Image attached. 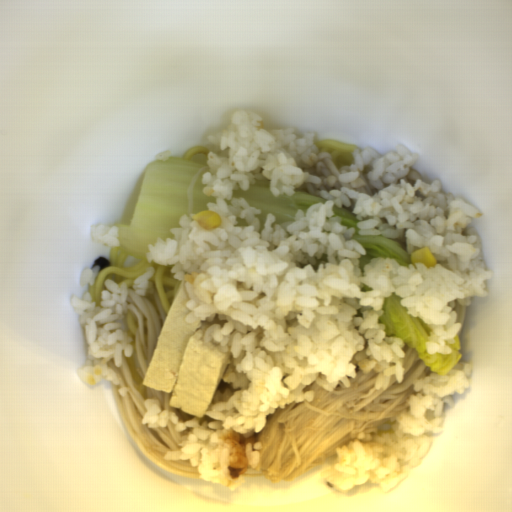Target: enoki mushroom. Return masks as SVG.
Returning a JSON list of instances; mask_svg holds the SVG:
<instances>
[{"instance_id":"cea9216a","label":"enoki mushroom","mask_w":512,"mask_h":512,"mask_svg":"<svg viewBox=\"0 0 512 512\" xmlns=\"http://www.w3.org/2000/svg\"><path fill=\"white\" fill-rule=\"evenodd\" d=\"M403 352L401 383L391 375L388 388L378 389V372L360 368L350 378V387L339 381L333 390H327L312 383L302 391L313 393L311 402H289L268 415L263 429L253 436L261 445L258 464L243 477L288 482L333 460L340 446L374 442L394 432L414 382L433 373L415 349L404 345Z\"/></svg>"},{"instance_id":"e4ef593a","label":"enoki mushroom","mask_w":512,"mask_h":512,"mask_svg":"<svg viewBox=\"0 0 512 512\" xmlns=\"http://www.w3.org/2000/svg\"><path fill=\"white\" fill-rule=\"evenodd\" d=\"M404 179L406 182L410 184H414L416 180H423L418 171L411 168L409 170L408 175Z\"/></svg>"},{"instance_id":"6285f825","label":"enoki mushroom","mask_w":512,"mask_h":512,"mask_svg":"<svg viewBox=\"0 0 512 512\" xmlns=\"http://www.w3.org/2000/svg\"><path fill=\"white\" fill-rule=\"evenodd\" d=\"M149 398H158L160 399V403H161V409L162 411H173L176 416H177V419L179 420V422H184V421H188L190 419H193V417L183 413L182 411L174 408V407H170L169 405V394L165 393V392H162V391H159V390H155V389H152V388H149L148 387V396H147V399Z\"/></svg>"},{"instance_id":"b455804f","label":"enoki mushroom","mask_w":512,"mask_h":512,"mask_svg":"<svg viewBox=\"0 0 512 512\" xmlns=\"http://www.w3.org/2000/svg\"><path fill=\"white\" fill-rule=\"evenodd\" d=\"M454 309H455V311L457 313V321L461 324L460 329H459L458 334H457V336L459 338V336H460V334L462 332L464 323H465L467 308H466V305H458Z\"/></svg>"},{"instance_id":"6df1b440","label":"enoki mushroom","mask_w":512,"mask_h":512,"mask_svg":"<svg viewBox=\"0 0 512 512\" xmlns=\"http://www.w3.org/2000/svg\"><path fill=\"white\" fill-rule=\"evenodd\" d=\"M107 366L112 368L120 378L119 385L107 381L127 429L145 457L165 471L180 477L202 479L197 466H191L188 459H165L164 457L166 451L180 450V442L190 433L191 428L176 431V425L172 422H168L165 427L143 426L146 399L134 385L126 358H122L120 367H116L113 359L108 360Z\"/></svg>"},{"instance_id":"6f350940","label":"enoki mushroom","mask_w":512,"mask_h":512,"mask_svg":"<svg viewBox=\"0 0 512 512\" xmlns=\"http://www.w3.org/2000/svg\"><path fill=\"white\" fill-rule=\"evenodd\" d=\"M126 306L136 321V371L144 380L155 355L166 312L155 289L147 288L145 295H137L135 290L127 288Z\"/></svg>"},{"instance_id":"5e9bcc2f","label":"enoki mushroom","mask_w":512,"mask_h":512,"mask_svg":"<svg viewBox=\"0 0 512 512\" xmlns=\"http://www.w3.org/2000/svg\"><path fill=\"white\" fill-rule=\"evenodd\" d=\"M316 157V163L308 171L313 176L319 177L320 183L319 185H314L312 183L302 182L297 186L302 190L328 199L329 201L335 198L331 194V191L341 189L342 187L352 188L370 196L379 191L378 188L371 183L368 177L372 169L371 166L365 165L355 181L340 182V175L343 172H351L353 164L345 166L341 170H337L332 161V155L328 151L316 153Z\"/></svg>"}]
</instances>
